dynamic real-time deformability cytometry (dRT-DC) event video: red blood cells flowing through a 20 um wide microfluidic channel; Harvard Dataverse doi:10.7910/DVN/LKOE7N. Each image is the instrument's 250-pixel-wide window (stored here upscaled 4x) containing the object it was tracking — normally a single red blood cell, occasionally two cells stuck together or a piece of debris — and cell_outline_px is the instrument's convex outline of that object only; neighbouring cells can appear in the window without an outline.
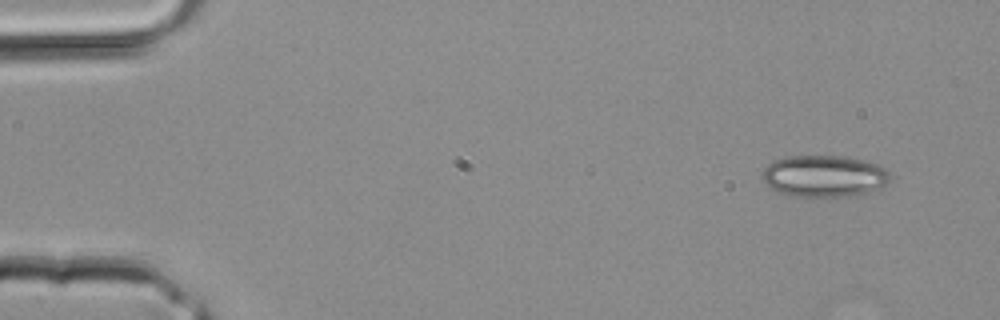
{"species": "common noctule bat (a hibernating species)", "species_latin": "Nyctalus noctula", "temperature_condition": "room temperature", "stored_images_in_passage": 2, "camera_frame_rate_fps": 3000, "um_per_image_px": 0.085, "animal": {"sex": "male", "body_mass_g": 20.4}, "frame": {"image": 1, "passage_image": 2, "time_ms": 0.333, "image_size_px": [1000, 320], "cell_outline_px": [[892, 176], [888, 184], [864, 192], [848, 196], [800, 196], [780, 192], [764, 184], [760, 172], [772, 160], [788, 156], [840, 156], [880, 164]], "centroid_in_image_um": [70.02, 14.95], "position_along_channel_um": 15.0, "area_um2": 30.87}}